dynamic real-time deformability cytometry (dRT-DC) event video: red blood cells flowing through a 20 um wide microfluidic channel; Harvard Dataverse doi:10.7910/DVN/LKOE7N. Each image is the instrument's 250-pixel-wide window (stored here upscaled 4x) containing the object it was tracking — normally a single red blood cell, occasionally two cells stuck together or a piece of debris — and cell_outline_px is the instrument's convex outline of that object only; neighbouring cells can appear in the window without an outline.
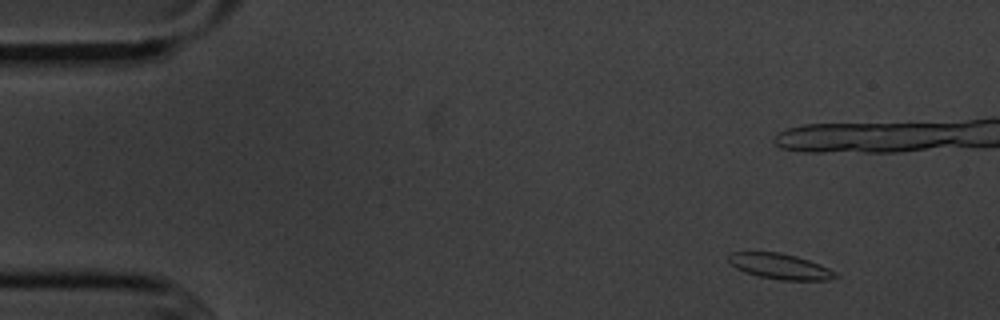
{"species": "common noctule bat (a hibernating species)", "species_latin": "Nyctalus noctula", "temperature_condition": "cold", "stored_images_in_passage": 56, "camera_frame_rate_fps": 3000, "um_per_image_px": 0.085, "animal": {"sex": "male", "body_mass_g": 20.1, "forearm_length_mm": 53.5}, "frame": {"image": 1, "passage_image": 5, "time_ms": 1.333, "image_size_px": [1000, 320], "cell_outline_px": [[840, 276], [828, 280], [780, 280], [760, 276], [744, 272], [736, 268], [728, 260], [728, 256], [732, 252], [780, 252], [796, 256], [820, 264], [836, 272]], "centroid_in_image_um": [66.33, 22.64], "position_along_channel_um": 18.7, "area_um2": 15.84}}
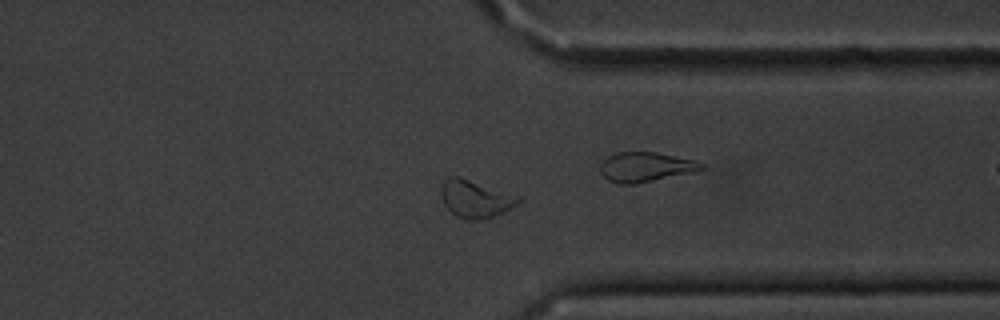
{"frame": {"image": 2, "passage_image": 42, "time_ms": 13.667, "image_size_px": [1000, 320], "cell_outline_px": [[524, 196], [516, 204], [492, 216], [472, 220], [468, 220], [456, 216], [444, 204], [440, 192], [440, 188], [444, 180], [448, 176], [460, 176]], "centroid_in_image_um": [40.4, 16.85], "position_along_channel_um": 371.0, "area_um2": 16.94}}
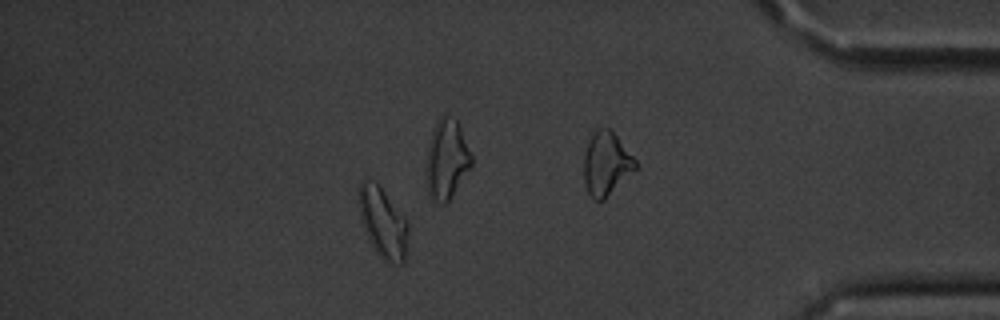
{"frame": {"image": 3, "passage_image": 48, "time_ms": 15.667, "image_size_px": [1000, 320], "cell_outline_px": [[408, 228], [404, 264], [388, 264], [376, 252], [368, 240], [360, 216], [360, 180], [376, 180], [408, 220]], "centroid_in_image_um": [32.57, 18.93], "position_along_channel_um": 402.6, "area_um2": 20.35}, "authors_computed_cell_mechanics": {"area_um2": 15.9528, "velocity_mm_per_s": 3.5948, "shape_relaxation_time_tau1_ms": 3.1574, "shape_relaxation_time_tau2_ms": 1.5043, "deformation_change_tau1": 0.1228, "deformation_change_tau2": 0.0806}}